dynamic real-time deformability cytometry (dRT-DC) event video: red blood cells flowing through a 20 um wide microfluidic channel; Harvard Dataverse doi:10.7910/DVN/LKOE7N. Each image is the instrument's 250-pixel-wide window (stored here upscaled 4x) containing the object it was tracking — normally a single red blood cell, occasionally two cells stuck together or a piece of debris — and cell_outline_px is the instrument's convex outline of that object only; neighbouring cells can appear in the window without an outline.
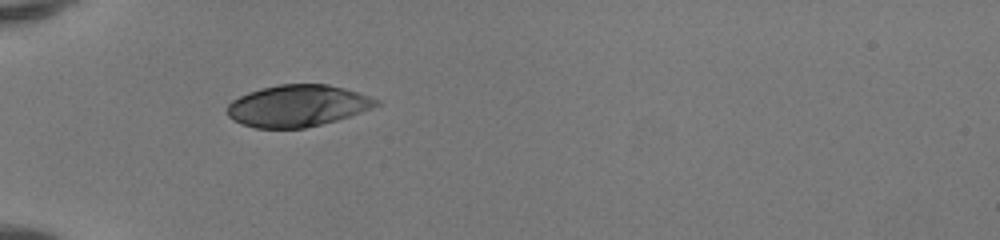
{"species": "human", "species_latin": "Homo sapiens", "temperature_condition": "room temperature", "stored_images_in_passage": 34, "camera_frame_rate_fps": 3000, "um_per_image_px": 0.085, "donor": {"sex": "female"}, "frame": {"image": 1, "passage_image": 1, "time_ms": 0.0, "image_size_px": [1000, 240], "cell_outline_px": [[380, 104], [372, 108], [336, 120], [304, 128], [256, 128], [240, 124], [228, 116], [228, 104], [232, 100], [248, 92], [260, 88], [280, 84], [328, 84], [344, 88], [380, 100]], "centroid_in_image_um": [25.27, 8.99], "position_along_channel_um": 59.7, "area_um2": 36.01}}
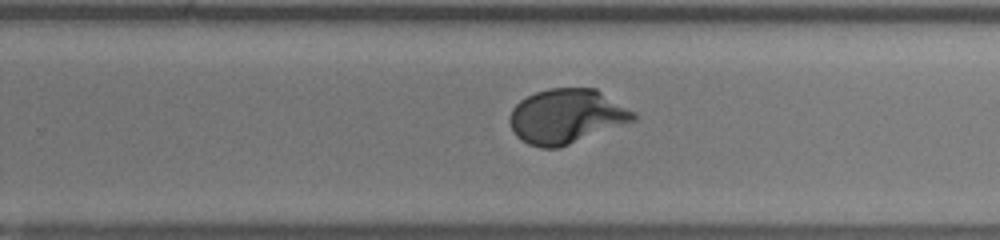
{"frame": {"image": 2, "passage_image": 18, "time_ms": 5.667, "image_size_px": [1000, 240], "cell_outline_px": [[640, 116], [636, 120], [560, 148], [540, 148], [528, 144], [516, 136], [512, 132], [508, 120], [508, 116], [512, 108], [520, 100], [536, 92], [548, 88], [596, 88], [636, 112]], "centroid_in_image_um": [48.16, 9.89], "position_along_channel_um": 281.6, "area_um2": 39.82}}
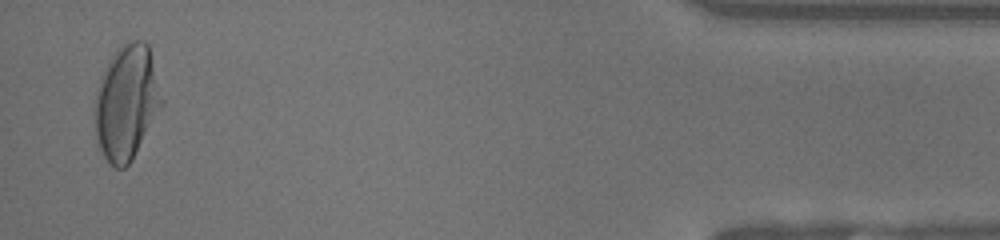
{"frame": {"image": 3, "passage_image": 33, "time_ms": 10.667, "image_size_px": [1000, 240], "cell_outline_px": [[164, 104], [132, 160], [124, 168], [116, 168], [104, 156], [100, 148], [96, 136], [96, 88], [104, 68], [120, 44], [132, 40], [144, 40], [148, 44], [164, 100]], "centroid_in_image_um": [10.79, 8.68], "position_along_channel_um": 424.4, "area_um2": 44.62}, "authors_computed_cell_mechanics": {"area_um2": 39.1017, "velocity_mm_per_s": 4.1405, "shape_relaxation_time_tau1_ms": 2.7703, "shape_relaxation_time_tau2_ms": null, "deformation_change_tau1": 0.1772, "deformation_change_tau2": null}}